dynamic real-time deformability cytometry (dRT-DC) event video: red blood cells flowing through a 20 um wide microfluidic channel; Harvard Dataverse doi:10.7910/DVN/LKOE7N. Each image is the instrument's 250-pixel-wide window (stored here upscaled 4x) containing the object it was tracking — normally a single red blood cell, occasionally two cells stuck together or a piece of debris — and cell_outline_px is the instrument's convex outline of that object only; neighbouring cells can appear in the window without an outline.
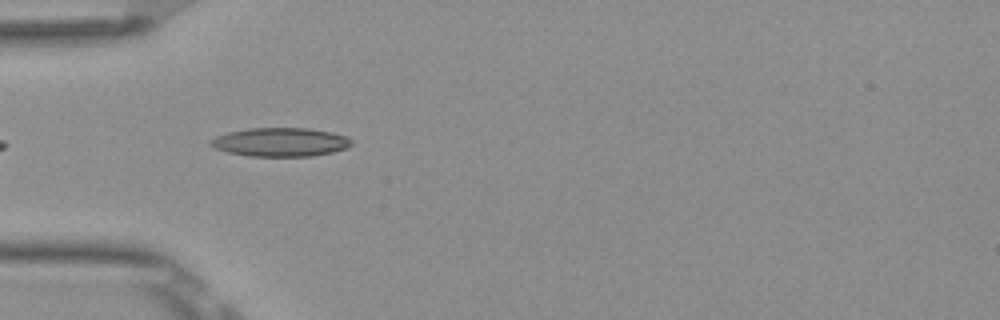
{"species": "Egyptian fruit bat (a non-hibernating species)", "species_latin": "Rousettus aegyptiacus", "temperature_condition": "room temperature", "stored_images_in_passage": 6, "camera_frame_rate_fps": 3000, "um_per_image_px": 0.085, "frame": {"image": 1, "passage_image": 3, "time_ms": 0.667, "image_size_px": [1000, 320], "cell_outline_px": [[352, 144], [348, 148], [332, 152], [312, 156], [248, 156], [228, 152], [216, 148], [208, 144], [208, 140], [216, 136], [228, 132], [248, 128], [312, 128], [332, 132], [344, 136], [352, 140]], "centroid_in_image_um": [23.83, 12.07], "position_along_channel_um": 61.2, "area_um2": 23.7}}
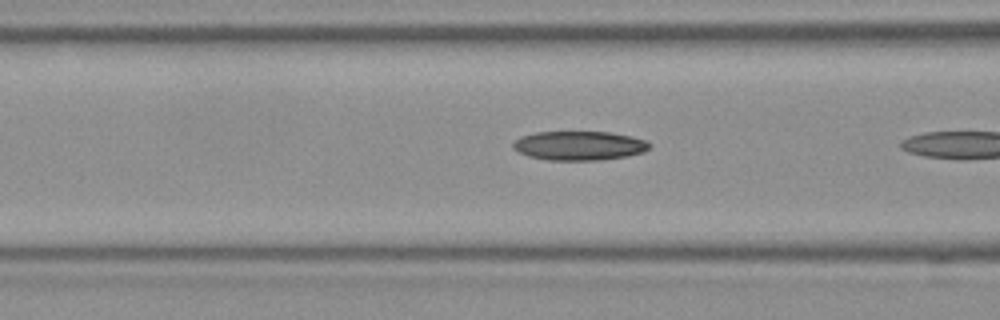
{"frame": {"image": 2, "passage_image": 5, "time_ms": 1.333, "image_size_px": [1000, 320], "cell_outline_px": [[652, 144], [644, 152], [628, 156], [600, 160], [548, 160], [528, 156], [512, 148], [512, 144], [520, 136], [536, 132], [608, 132], [632, 136], [644, 140]], "centroid_in_image_um": [49.23, 12.38], "position_along_channel_um": 117.4, "area_um2": 23.18}}